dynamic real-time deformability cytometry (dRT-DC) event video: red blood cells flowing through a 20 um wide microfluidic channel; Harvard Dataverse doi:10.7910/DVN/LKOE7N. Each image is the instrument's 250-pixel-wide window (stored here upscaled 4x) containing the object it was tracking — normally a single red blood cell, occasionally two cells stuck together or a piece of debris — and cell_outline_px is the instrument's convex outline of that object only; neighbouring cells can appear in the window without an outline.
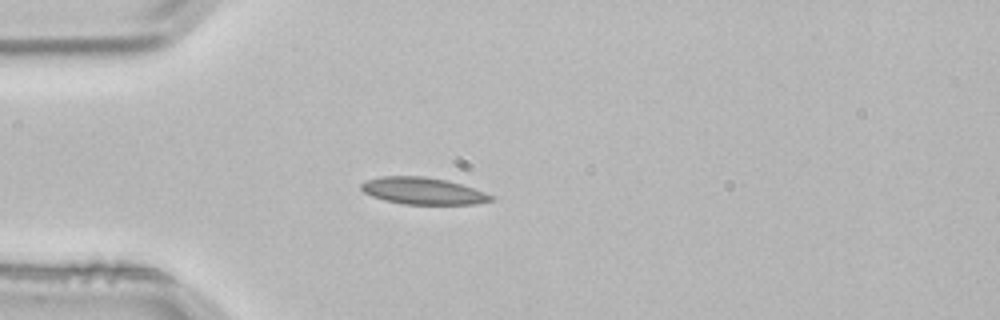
{"species": "common noctule bat (a hibernating species)", "species_latin": "Nyctalus noctula", "temperature_condition": "room temperature", "stored_images_in_passage": 3, "camera_frame_rate_fps": 3000, "um_per_image_px": 0.085, "animal": {"sex": "male", "body_mass_g": 21.5, "forearm_length_mm": 52.0}, "frame": {"image": 1, "passage_image": 3, "time_ms": 0.667, "image_size_px": [1000, 320], "cell_outline_px": [[496, 200], [476, 204], [404, 204], [384, 200], [372, 196], [364, 192], [360, 188], [360, 184], [364, 180], [380, 176], [424, 176], [448, 180], [484, 192], [492, 196]], "centroid_in_image_um": [35.92, 16.22], "position_along_channel_um": 49.1, "area_um2": 20.4}}